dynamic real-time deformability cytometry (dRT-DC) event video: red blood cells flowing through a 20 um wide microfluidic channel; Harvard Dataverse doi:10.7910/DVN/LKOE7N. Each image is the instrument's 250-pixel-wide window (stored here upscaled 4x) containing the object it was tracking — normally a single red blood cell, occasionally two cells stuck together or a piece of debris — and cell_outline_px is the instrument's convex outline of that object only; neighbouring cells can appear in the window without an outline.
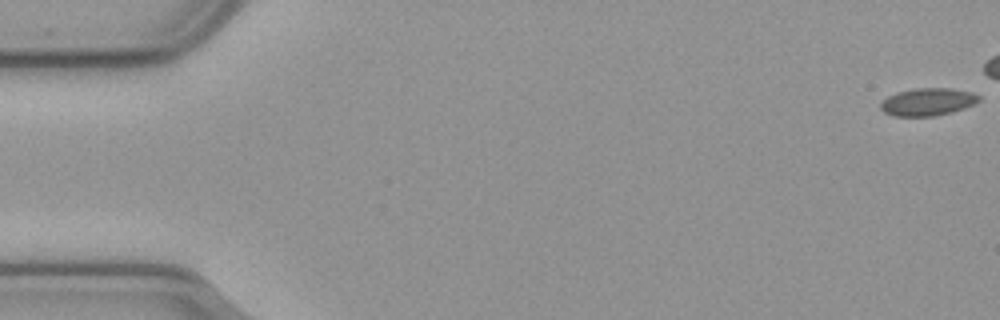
{"species": "common noctule bat (a hibernating species)", "species_latin": "Nyctalus noctula", "temperature_condition": "cold", "stored_images_in_passage": 11, "camera_frame_rate_fps": 3000, "um_per_image_px": 0.085, "animal": {"sex": "male", "body_mass_g": 23.1, "forearm_length_mm": 52.7}, "frame": {"image": 1, "passage_image": 1, "time_ms": 0.0, "image_size_px": [1000, 320], "cell_outline_px": [[980, 100], [964, 108], [952, 112], [932, 116], [892, 116], [884, 112], [880, 108], [880, 104], [888, 96], [896, 92], [916, 88], [952, 88], [972, 92], [980, 96]], "centroid_in_image_um": [78.84, 8.65], "position_along_channel_um": 6.2, "area_um2": 15.78}}